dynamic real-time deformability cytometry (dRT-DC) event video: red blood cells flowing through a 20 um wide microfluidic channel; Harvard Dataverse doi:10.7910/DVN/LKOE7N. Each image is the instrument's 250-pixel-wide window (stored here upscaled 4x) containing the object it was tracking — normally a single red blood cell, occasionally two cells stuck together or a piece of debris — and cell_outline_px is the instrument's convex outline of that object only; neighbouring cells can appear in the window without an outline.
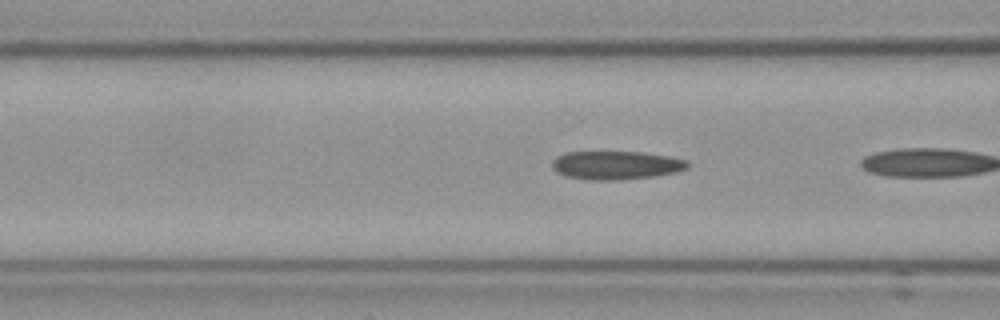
{"species": "Egyptian fruit bat (a non-hibernating species)", "species_latin": "Rousettus aegyptiacus", "temperature_condition": "cold", "stored_images_in_passage": 8, "camera_frame_rate_fps": 3000, "um_per_image_px": 0.085, "frame": {"image": 1, "passage_image": 4, "time_ms": 1.0, "image_size_px": [1000, 320], "cell_outline_px": [[688, 168], [676, 172], [656, 176], [620, 180], [588, 180], [568, 176], [556, 172], [552, 168], [552, 164], [556, 156], [568, 152], [640, 152], [668, 156], [688, 160]], "centroid_in_image_um": [52.38, 14.05], "position_along_channel_um": 114.2, "area_um2": 22.48}}